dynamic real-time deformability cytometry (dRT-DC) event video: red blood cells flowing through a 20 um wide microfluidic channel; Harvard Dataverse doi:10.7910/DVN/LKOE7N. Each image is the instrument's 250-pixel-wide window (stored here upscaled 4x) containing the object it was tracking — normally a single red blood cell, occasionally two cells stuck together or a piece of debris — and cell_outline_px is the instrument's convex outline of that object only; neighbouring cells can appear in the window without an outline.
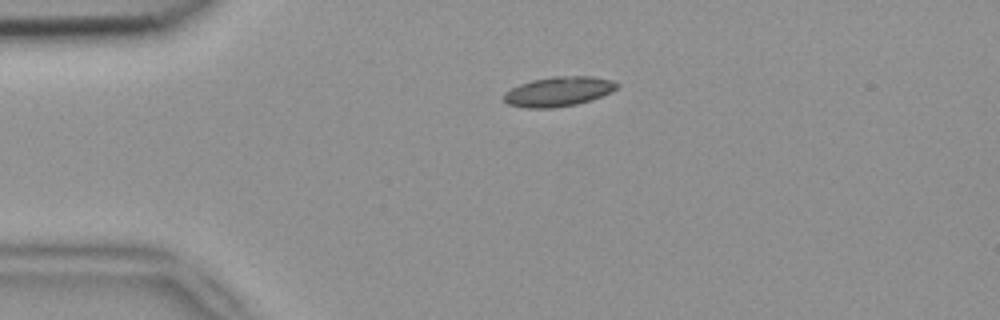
{"species": "common noctule bat (a hibernating species)", "species_latin": "Nyctalus noctula", "temperature_condition": "room temperature", "stored_images_in_passage": 41, "camera_frame_rate_fps": 3000, "um_per_image_px": 0.085, "animal": {"sex": "female", "body_mass_g": 18.4}, "frame": {"image": 1, "passage_image": 1, "time_ms": 0.0, "image_size_px": [1000, 320], "cell_outline_px": [[620, 84], [616, 88], [592, 100], [576, 104], [552, 108], [524, 108], [508, 104], [504, 100], [504, 92], [520, 84], [532, 80], [552, 76], [592, 76], [612, 80]], "centroid_in_image_um": [47.45, 7.77], "position_along_channel_um": 37.6, "area_um2": 19.48}}
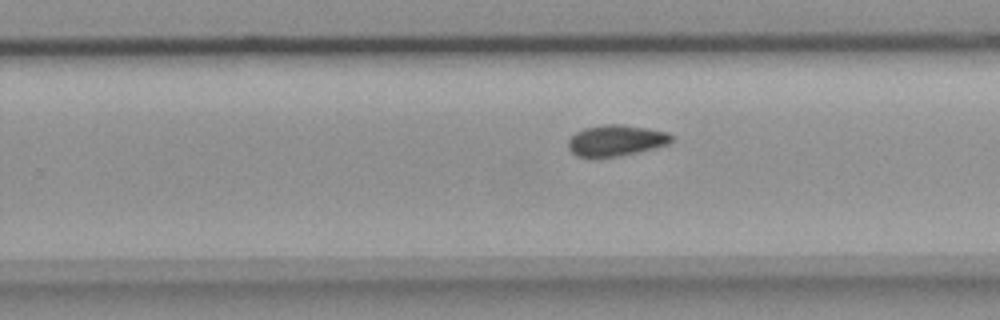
{"frame": {"image": 2, "passage_image": 22, "time_ms": 7.0, "image_size_px": [1000, 320], "cell_outline_px": [[672, 140], [668, 144], [620, 156], [576, 156], [568, 148], [568, 140], [576, 132], [584, 128], [604, 124], [624, 124], [668, 132], [672, 136]], "centroid_in_image_um": [52.35, 11.92], "position_along_channel_um": 277.5, "area_um2": 18.44}}
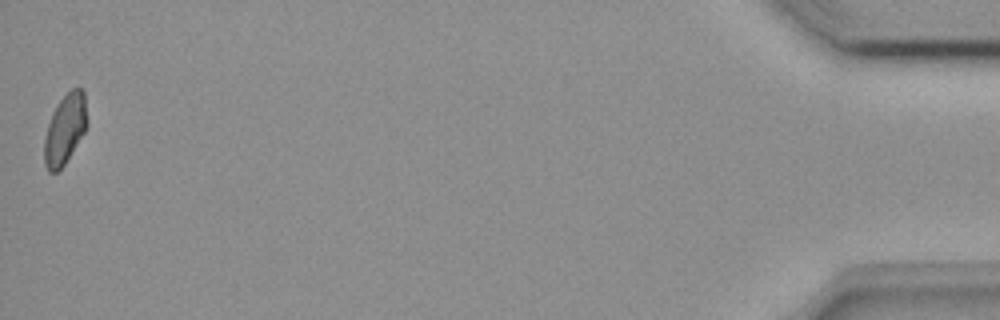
{"frame": {"image": 3, "passage_image": 41, "time_ms": 13.333, "image_size_px": [1000, 320], "cell_outline_px": [[88, 120], [84, 132], [64, 164], [56, 172], [48, 172], [44, 164], [44, 140], [48, 124], [52, 112], [56, 104], [72, 88], [80, 88], [84, 92]], "centroid_in_image_um": [5.51, 10.97], "position_along_channel_um": 429.7, "area_um2": 17.34}, "authors_computed_cell_mechanics": {"area_um2": 18.3804, "velocity_mm_per_s": 3.8978, "shape_relaxation_time_tau1_ms": 6.8687, "shape_relaxation_time_tau2_ms": 7.1836, "deformation_change_tau1": 0.1327, "deformation_change_tau2": 0.1129}}